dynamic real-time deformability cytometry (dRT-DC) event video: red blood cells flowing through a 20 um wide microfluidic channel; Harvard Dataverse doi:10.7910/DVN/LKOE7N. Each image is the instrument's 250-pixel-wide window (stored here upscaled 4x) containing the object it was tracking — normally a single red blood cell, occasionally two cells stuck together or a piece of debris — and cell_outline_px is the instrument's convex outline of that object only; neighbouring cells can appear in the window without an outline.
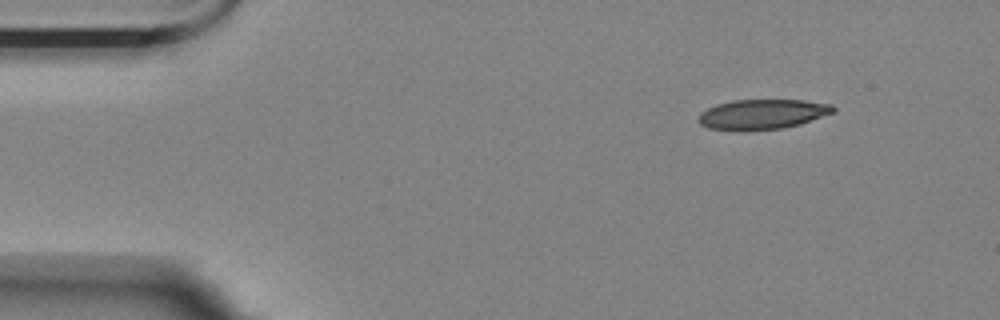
{"species": "Egyptian fruit bat (a non-hibernating species)", "species_latin": "Rousettus aegyptiacus", "temperature_condition": "room temperature", "stored_images_in_passage": 51, "camera_frame_rate_fps": 3000, "um_per_image_px": 0.085, "animal": {"sex": "female"}, "frame": {"image": 1, "passage_image": 1, "time_ms": 0.0, "image_size_px": [1000, 320], "cell_outline_px": [[836, 112], [800, 124], [784, 128], [708, 128], [700, 124], [696, 120], [700, 112], [716, 104], [732, 100], [804, 100], [832, 104], [836, 108]], "centroid_in_image_um": [64.85, 9.67], "position_along_channel_um": 20.1, "area_um2": 23.0}}
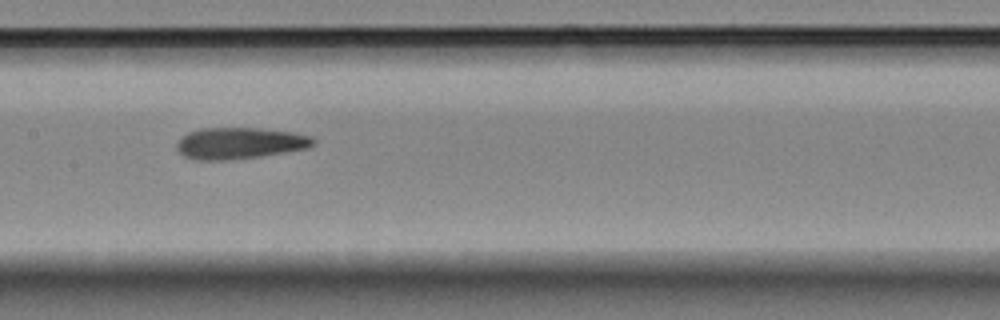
{"frame": {"image": 2, "passage_image": 22, "time_ms": 7.0, "image_size_px": [1000, 320], "cell_outline_px": [[316, 144], [308, 148], [260, 156], [232, 160], [196, 160], [184, 156], [176, 148], [176, 144], [188, 132], [200, 128], [260, 128], [292, 132], [312, 136], [316, 140]], "centroid_in_image_um": [20.4, 12.17], "position_along_channel_um": 187.0, "area_um2": 25.09}}
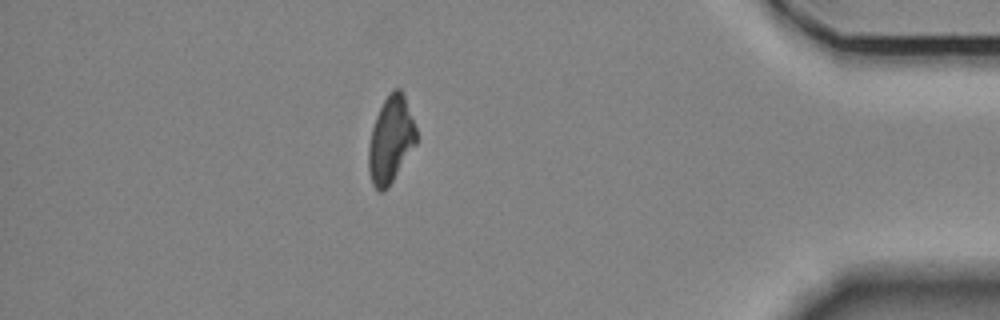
{"frame": {"image": 3, "passage_image": 44, "time_ms": 14.333, "image_size_px": [1000, 320], "cell_outline_px": [[416, 144], [388, 188], [384, 192], [380, 192], [372, 184], [368, 172], [368, 144], [372, 128], [376, 116], [388, 92], [392, 88], [400, 88], [404, 92], [416, 128]], "centroid_in_image_um": [33.2, 11.86], "position_along_channel_um": 402.0, "area_um2": 24.33}, "authors_computed_cell_mechanics": {"area_um2": 24.7384, "velocity_mm_per_s": 3.4915, "shape_relaxation_time_tau1_ms": null, "shape_relaxation_time_tau2_ms": 3.453, "deformation_change_tau1": null, "deformation_change_tau2": 0.1147}}